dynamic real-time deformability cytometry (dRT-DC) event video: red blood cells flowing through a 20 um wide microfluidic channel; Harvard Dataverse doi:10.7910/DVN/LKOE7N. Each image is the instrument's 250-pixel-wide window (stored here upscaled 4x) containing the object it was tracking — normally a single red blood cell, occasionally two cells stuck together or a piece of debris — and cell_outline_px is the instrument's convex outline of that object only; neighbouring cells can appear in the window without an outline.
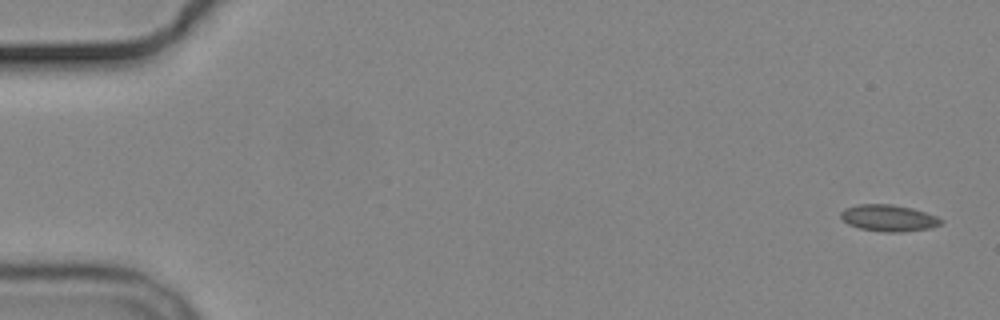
{"species": "common noctule bat (a hibernating species)", "species_latin": "Nyctalus noctula", "temperature_condition": "cold", "stored_images_in_passage": 6, "camera_frame_rate_fps": 3000, "um_per_image_px": 0.085, "animal": {"sex": "male", "body_mass_g": 19.2, "forearm_length_mm": 51.8}, "frame": {"image": 1, "passage_image": 1, "time_ms": 0.0, "image_size_px": [1000, 320], "cell_outline_px": [[944, 220], [940, 224], [928, 228], [900, 232], [884, 232], [860, 228], [848, 224], [840, 216], [840, 212], [844, 208], [860, 204], [892, 204], [912, 208], [936, 216]], "centroid_in_image_um": [75.51, 18.52], "position_along_channel_um": 9.5, "area_um2": 15.37}}
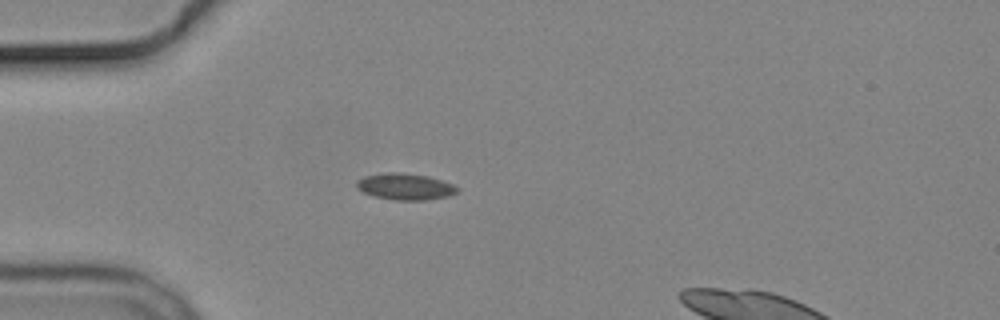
{"frame": {"image": 2, "passage_image": 5, "time_ms": 4.667, "image_size_px": [1000, 320], "cell_outline_px": [[460, 188], [456, 192], [448, 196], [424, 200], [396, 200], [376, 196], [364, 192], [356, 188], [356, 180], [364, 176], [384, 172], [400, 172], [428, 176], [452, 184]], "centroid_in_image_um": [34.41, 15.85], "position_along_channel_um": 50.6, "area_um2": 15.43}}